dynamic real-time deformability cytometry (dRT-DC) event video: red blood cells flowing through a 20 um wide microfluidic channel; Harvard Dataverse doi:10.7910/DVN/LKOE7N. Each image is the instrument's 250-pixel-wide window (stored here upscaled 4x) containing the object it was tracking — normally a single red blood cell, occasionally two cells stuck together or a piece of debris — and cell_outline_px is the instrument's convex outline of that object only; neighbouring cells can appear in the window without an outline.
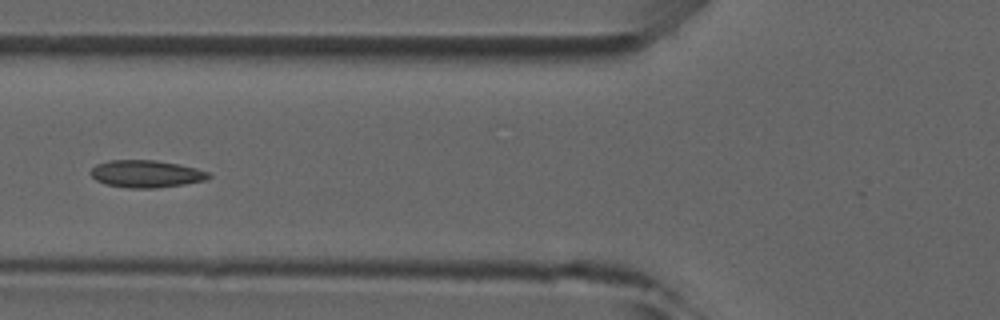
{"species": "common noctule bat (a hibernating species)", "species_latin": "Nyctalus noctula", "temperature_condition": "room temperature", "stored_images_in_passage": 7, "camera_frame_rate_fps": 3000, "um_per_image_px": 0.085, "animal": {"sex": "male", "forearm_length_mm": 52.5}, "frame": {"image": 1, "passage_image": 5, "time_ms": 4.667, "image_size_px": [1000, 320], "cell_outline_px": [[212, 176], [208, 180], [184, 184], [156, 188], [128, 188], [104, 184], [96, 180], [88, 172], [96, 164], [108, 160], [156, 160], [180, 164], [196, 168], [208, 172]], "centroid_in_image_um": [12.42, 14.77], "position_along_channel_um": 113.4, "area_um2": 19.02}}
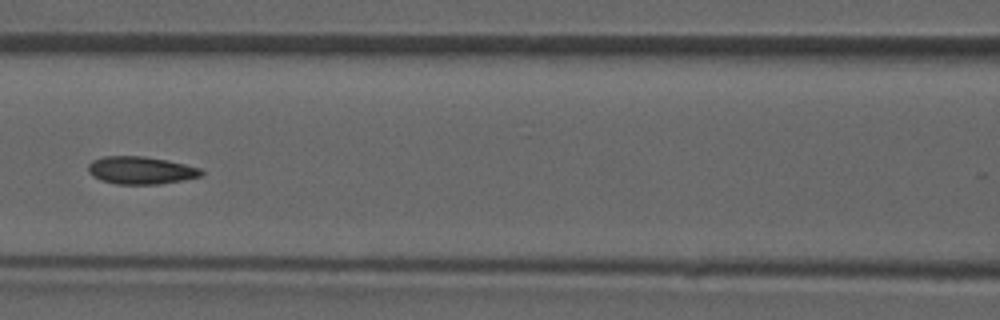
{"frame": {"image": 2, "passage_image": 6, "time_ms": 5.667, "image_size_px": [1000, 320], "cell_outline_px": [[204, 176], [160, 184], [116, 184], [100, 180], [92, 176], [88, 172], [88, 164], [92, 160], [104, 156], [144, 156], [168, 160], [200, 168], [204, 172]], "centroid_in_image_um": [11.96, 14.48], "position_along_channel_um": 154.6, "area_um2": 18.38}}